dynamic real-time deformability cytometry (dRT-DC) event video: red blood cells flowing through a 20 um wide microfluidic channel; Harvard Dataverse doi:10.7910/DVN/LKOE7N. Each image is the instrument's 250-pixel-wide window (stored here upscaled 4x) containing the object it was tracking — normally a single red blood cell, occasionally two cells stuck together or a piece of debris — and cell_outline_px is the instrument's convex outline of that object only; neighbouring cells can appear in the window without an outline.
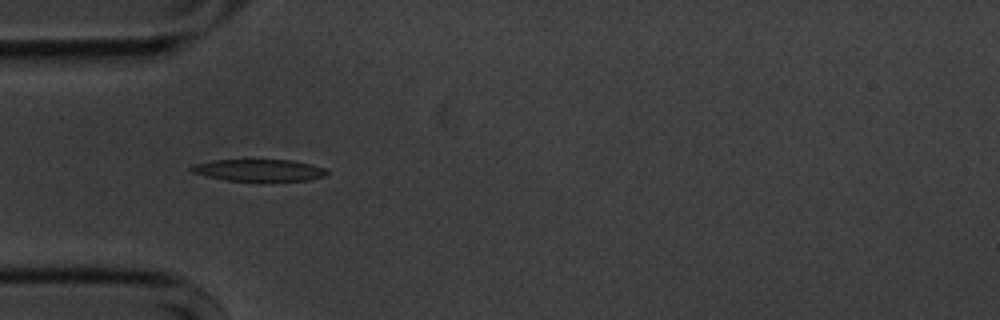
{"species": "common noctule bat (a hibernating species)", "species_latin": "Nyctalus noctula", "temperature_condition": "cold", "stored_images_in_passage": 35, "camera_frame_rate_fps": 3000, "um_per_image_px": 0.085, "animal": {"sex": "male", "body_mass_g": 20.1, "forearm_length_mm": 53.5}, "frame": {"image": 1, "passage_image": 4, "time_ms": 1.0, "image_size_px": [1000, 320], "cell_outline_px": [[328, 176], [308, 180], [228, 180], [208, 176], [192, 172], [188, 168], [192, 164], [212, 160], [292, 160], [324, 168], [328, 172]], "centroid_in_image_um": [21.99, 14.45], "position_along_channel_um": 63.0, "area_um2": 16.99}}
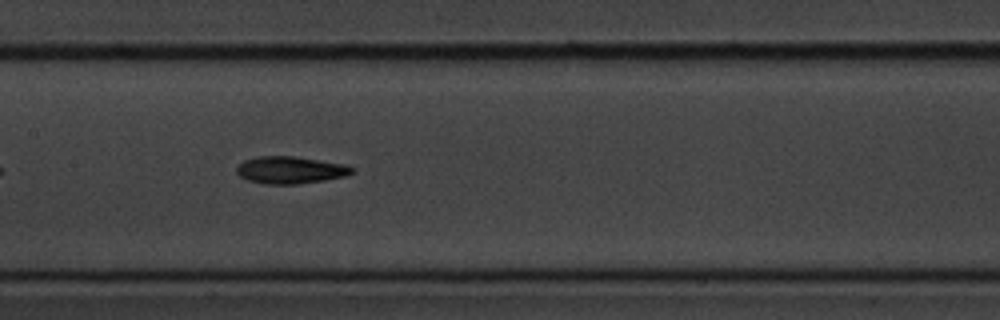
{"frame": {"image": 2, "passage_image": 14, "time_ms": 4.333, "image_size_px": [1000, 320], "cell_outline_px": [[356, 172], [348, 176], [324, 180], [296, 184], [264, 184], [248, 180], [240, 176], [236, 172], [236, 168], [244, 160], [256, 156], [292, 156], [348, 164], [356, 168]], "centroid_in_image_um": [24.75, 14.45], "position_along_channel_um": 182.7, "area_um2": 18.55}}
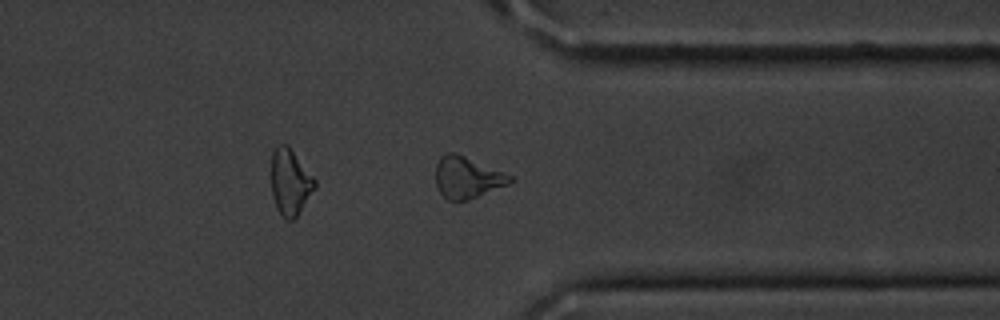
{"frame": {"image": 3, "passage_image": 30, "time_ms": 9.667, "image_size_px": [1000, 320], "cell_outline_px": [[512, 180], [508, 184], [468, 200], [448, 200], [440, 192], [436, 184], [436, 164], [440, 156], [448, 152], [456, 152], [504, 172], [512, 176]], "centroid_in_image_um": [39.69, 15.06], "position_along_channel_um": 371.7, "area_um2": 17.86}, "authors_computed_cell_mechanics": {"area_um2": 17.8602, "velocity_mm_per_s": 3.6024, "shape_relaxation_time_tau1_ms": 5.4718, "shape_relaxation_time_tau2_ms": 5.0971, "deformation_change_tau1": 0.1624, "deformation_change_tau2": 0.1618}}